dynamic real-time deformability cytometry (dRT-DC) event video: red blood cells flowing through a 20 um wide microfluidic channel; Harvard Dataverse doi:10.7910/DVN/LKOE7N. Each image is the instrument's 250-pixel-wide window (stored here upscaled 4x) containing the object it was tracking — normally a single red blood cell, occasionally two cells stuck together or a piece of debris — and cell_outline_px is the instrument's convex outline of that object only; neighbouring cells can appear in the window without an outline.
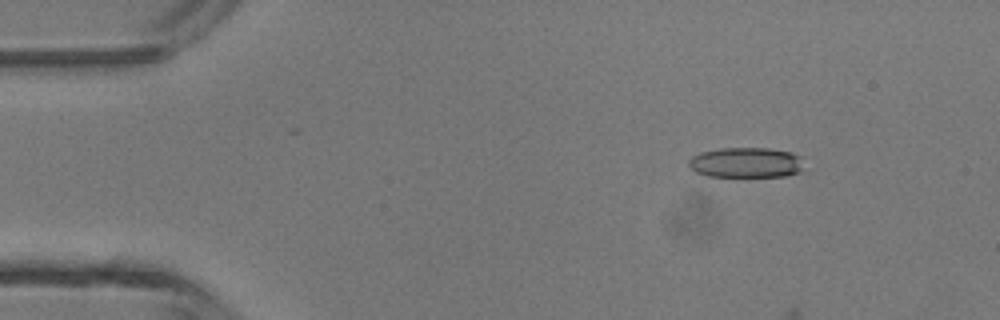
{"species": "common noctule bat (a hibernating species)", "species_latin": "Nyctalus noctula", "temperature_condition": "room temperature", "stored_images_in_passage": 4, "camera_frame_rate_fps": 3000, "um_per_image_px": 0.085, "animal": {"sex": "male", "body_mass_g": 13.3}, "frame": {"image": 1, "passage_image": 2, "time_ms": 0.333, "image_size_px": [1000, 320], "cell_outline_px": [[804, 172], [784, 176], [708, 176], [696, 172], [688, 164], [688, 160], [692, 156], [700, 152], [720, 148], [768, 148], [792, 152], [800, 156]], "centroid_in_image_um": [63.44, 13.81], "position_along_channel_um": 21.6, "area_um2": 20.46}}